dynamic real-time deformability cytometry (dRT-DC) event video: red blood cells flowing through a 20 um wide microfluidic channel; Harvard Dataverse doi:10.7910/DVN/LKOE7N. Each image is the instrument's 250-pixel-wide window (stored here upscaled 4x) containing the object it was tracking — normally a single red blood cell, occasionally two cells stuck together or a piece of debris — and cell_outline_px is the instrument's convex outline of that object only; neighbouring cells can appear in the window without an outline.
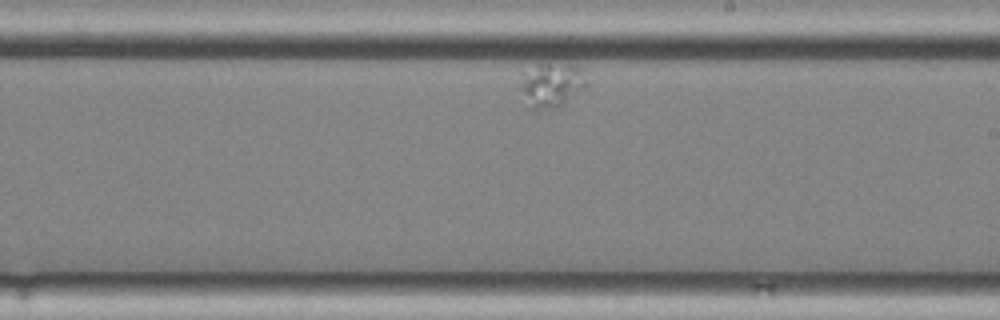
{"species": "common noctule bat (a hibernating species)", "species_latin": "Nyctalus noctula", "temperature_condition": "cold", "stored_images_in_passage": 15, "segment_of_instrument_passage": [2, 2], "camera_frame_rate_fps": 3000, "um_per_image_px": 0.085, "animal": {"sex": "female", "body_mass_g": 25.1}, "frame": {"image": 1, "passage_image": 11, "time_ms": 3.333, "image_size_px": [1000, 320], "cell_outline_px": [[588, 84], [556, 108], [528, 108], [520, 88], [520, 84], [540, 64], [556, 52], [564, 52], [580, 68]], "centroid_in_image_um": [46.99, 7.0], "position_along_channel_um": 242.0, "area_um2": 17.98}}
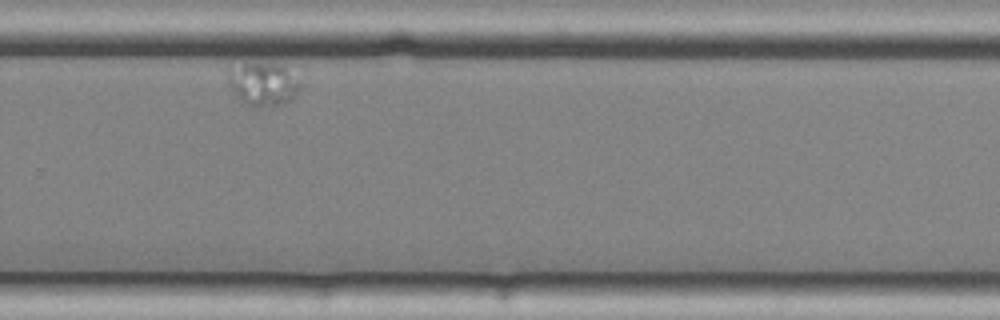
{"frame": {"image": 2, "passage_image": 13, "time_ms": 4.0, "image_size_px": [1000, 320], "cell_outline_px": [[300, 84], [292, 100], [284, 104], [272, 108], [256, 108], [240, 100], [236, 96], [228, 80], [228, 72], [244, 64], [284, 64], [300, 80]], "centroid_in_image_um": [22.43, 7.19], "position_along_channel_um": 307.4, "area_um2": 18.15}}
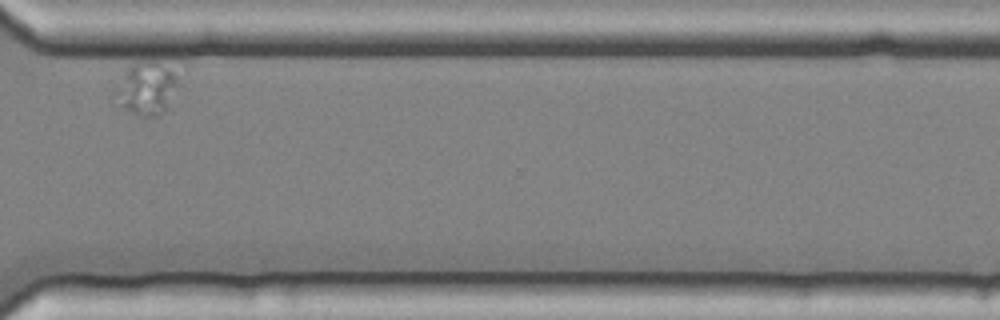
{"frame": {"image": 3, "passage_image": 15, "time_ms": 4.667, "image_size_px": [1000, 320], "cell_outline_px": [[180, 80], [164, 112], [160, 116], [136, 116], [112, 92], [128, 64], [148, 60], [156, 60], [172, 72]], "centroid_in_image_um": [12.44, 7.47], "position_along_channel_um": 358.2, "area_um2": 19.07}}